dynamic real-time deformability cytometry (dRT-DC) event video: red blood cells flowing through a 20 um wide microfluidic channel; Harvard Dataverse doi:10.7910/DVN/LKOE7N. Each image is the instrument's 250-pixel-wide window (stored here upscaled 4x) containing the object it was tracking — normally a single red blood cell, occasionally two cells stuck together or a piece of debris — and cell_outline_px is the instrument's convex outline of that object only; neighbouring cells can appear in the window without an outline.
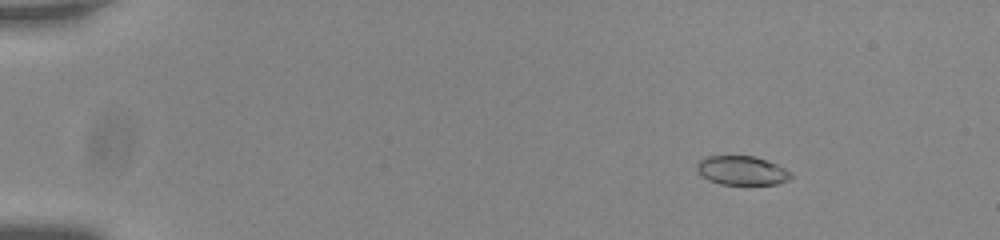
{"species": "common noctule bat (a hibernating species)", "species_latin": "Nyctalus noctula", "temperature_condition": "room temperature", "stored_images_in_passage": 57, "camera_frame_rate_fps": 3000, "um_per_image_px": 0.085, "animal": {"sex": "male", "body_mass_g": 20.0, "forearm_length_mm": 53.3}, "frame": {"image": 1, "passage_image": 9, "time_ms": 2.667, "image_size_px": [1000, 240], "cell_outline_px": [[792, 176], [788, 180], [776, 184], [720, 184], [708, 180], [696, 168], [696, 164], [704, 156], [756, 156], [776, 164], [792, 172]], "centroid_in_image_um": [63.06, 14.48], "position_along_channel_um": 21.9, "area_um2": 15.84}}
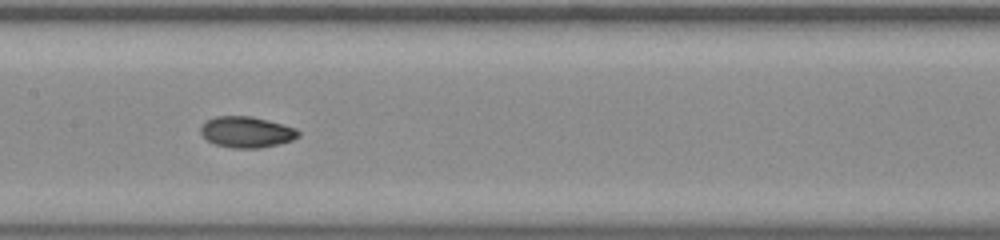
{"frame": {"image": 2, "passage_image": 31, "time_ms": 10.0, "image_size_px": [1000, 240], "cell_outline_px": [[300, 136], [292, 140], [260, 148], [232, 148], [216, 144], [208, 140], [200, 132], [200, 128], [208, 120], [216, 116], [252, 116], [268, 120], [296, 128], [300, 132]], "centroid_in_image_um": [20.98, 11.22], "position_along_channel_um": 186.4, "area_um2": 17.51}}
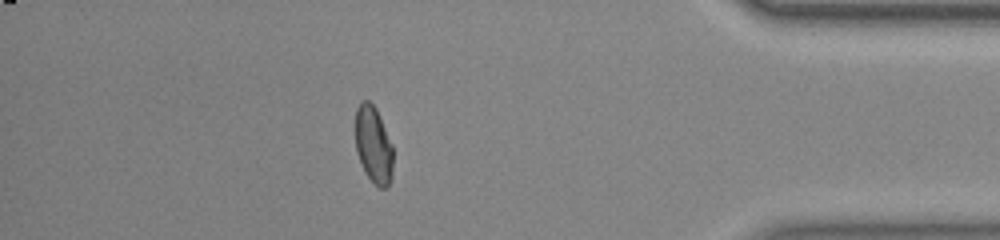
{"frame": {"image": 3, "passage_image": 51, "time_ms": 16.667, "image_size_px": [1000, 240], "cell_outline_px": [[392, 176], [388, 184], [384, 188], [380, 188], [368, 176], [356, 152], [356, 108], [360, 100], [368, 100], [376, 108], [392, 144]], "centroid_in_image_um": [31.74, 12.26], "position_along_channel_um": 403.5, "area_um2": 16.65}, "authors_computed_cell_mechanics": {"area_um2": 17.3978, "velocity_mm_per_s": 3.7523, "shape_relaxation_time_tau1_ms": 6.0408, "shape_relaxation_time_tau2_ms": 1.7885, "deformation_change_tau1": 0.161, "deformation_change_tau2": 0.0492}}